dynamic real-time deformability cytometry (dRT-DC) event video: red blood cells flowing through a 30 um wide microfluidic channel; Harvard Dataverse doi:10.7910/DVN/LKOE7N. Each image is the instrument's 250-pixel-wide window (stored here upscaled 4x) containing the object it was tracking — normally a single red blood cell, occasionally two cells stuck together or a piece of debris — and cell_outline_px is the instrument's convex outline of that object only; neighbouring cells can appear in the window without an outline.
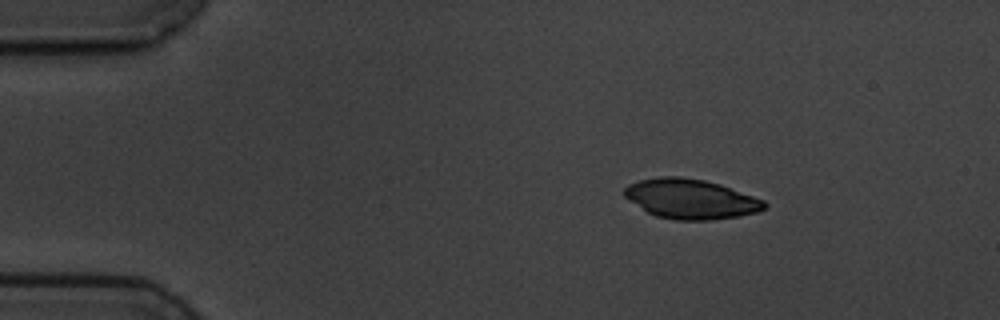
{"species": "common noctule bat (a hibernating species)", "species_latin": "Nyctalus noctula", "temperature_condition": "cold", "stored_images_in_passage": 2, "camera_frame_rate_fps": 3000, "um_per_image_px": 0.085, "animal": {"sex": "male", "body_mass_g": 19.5, "forearm_length_mm": 54.6}, "frame": {"image": 1, "passage_image": 1, "time_ms": 0.0, "image_size_px": [1000, 320], "cell_outline_px": [[768, 204], [764, 208], [756, 212], [736, 216], [708, 220], [676, 220], [656, 216], [648, 212], [624, 196], [624, 188], [628, 184], [640, 180], [660, 176], [680, 176], [704, 180], [720, 184], [764, 200]], "centroid_in_image_um": [58.7, 16.9], "position_along_channel_um": 26.3, "area_um2": 32.14}}